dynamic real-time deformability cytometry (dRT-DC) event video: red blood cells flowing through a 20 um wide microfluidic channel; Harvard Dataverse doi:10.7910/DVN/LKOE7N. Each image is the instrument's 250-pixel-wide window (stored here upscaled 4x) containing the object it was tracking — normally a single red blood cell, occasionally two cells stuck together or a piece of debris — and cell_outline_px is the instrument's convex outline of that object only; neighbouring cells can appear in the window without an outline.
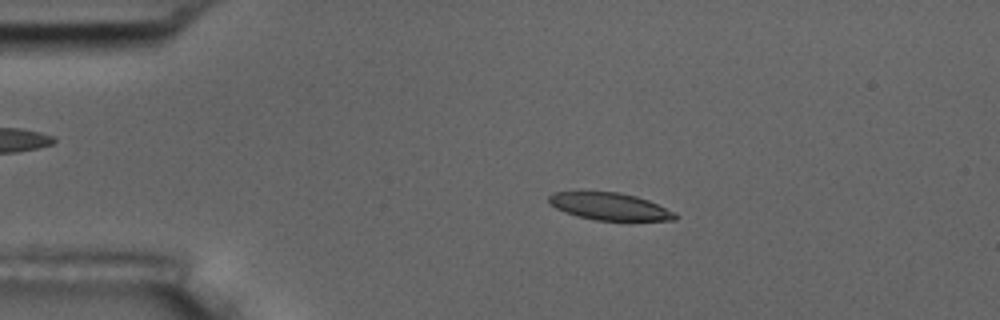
{"species": "common noctule bat (a hibernating species)", "species_latin": "Nyctalus noctula", "temperature_condition": "room temperature", "stored_images_in_passage": 4, "camera_frame_rate_fps": 3000, "um_per_image_px": 0.085, "animal": {"sex": "male", "body_mass_g": 17.5, "forearm_length_mm": 52.3}, "frame": {"image": 1, "passage_image": 2, "time_ms": 1.0, "image_size_px": [1000, 320], "cell_outline_px": [[680, 216], [676, 220], [596, 220], [576, 216], [564, 212], [556, 208], [548, 200], [548, 196], [556, 192], [580, 188], [620, 192], [636, 196], [648, 200], [676, 212]], "centroid_in_image_um": [51.77, 17.49], "position_along_channel_um": 33.2, "area_um2": 20.92}}
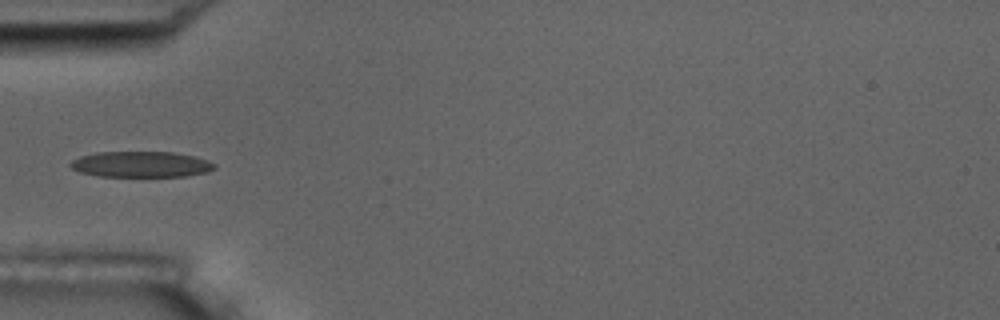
{"frame": {"image": 2, "passage_image": 4, "time_ms": 3.333, "image_size_px": [1000, 320], "cell_outline_px": [[216, 168], [208, 172], [184, 176], [100, 176], [80, 172], [72, 168], [68, 164], [72, 160], [80, 156], [96, 152], [172, 152], [196, 156], [208, 160], [216, 164]], "centroid_in_image_um": [12.01, 13.96], "position_along_channel_um": 73.0, "area_um2": 21.73}}